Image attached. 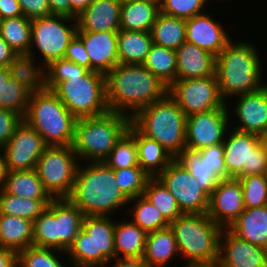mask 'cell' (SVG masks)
<instances>
[{"mask_svg": "<svg viewBox=\"0 0 267 267\" xmlns=\"http://www.w3.org/2000/svg\"><path fill=\"white\" fill-rule=\"evenodd\" d=\"M45 74L46 89L52 90L77 119L109 112L105 75L65 58L52 61Z\"/></svg>", "mask_w": 267, "mask_h": 267, "instance_id": "cell-1", "label": "cell"}, {"mask_svg": "<svg viewBox=\"0 0 267 267\" xmlns=\"http://www.w3.org/2000/svg\"><path fill=\"white\" fill-rule=\"evenodd\" d=\"M105 76L109 111L130 118L168 94V87L143 64H118Z\"/></svg>", "mask_w": 267, "mask_h": 267, "instance_id": "cell-2", "label": "cell"}, {"mask_svg": "<svg viewBox=\"0 0 267 267\" xmlns=\"http://www.w3.org/2000/svg\"><path fill=\"white\" fill-rule=\"evenodd\" d=\"M88 163L83 166L78 164L68 199L84 216H109L119 207L127 206L129 199L119 188L114 169L102 161Z\"/></svg>", "mask_w": 267, "mask_h": 267, "instance_id": "cell-3", "label": "cell"}, {"mask_svg": "<svg viewBox=\"0 0 267 267\" xmlns=\"http://www.w3.org/2000/svg\"><path fill=\"white\" fill-rule=\"evenodd\" d=\"M257 49L250 42H232L216 56L215 74L219 91L226 101L234 95L249 94L263 86L262 63Z\"/></svg>", "mask_w": 267, "mask_h": 267, "instance_id": "cell-4", "label": "cell"}, {"mask_svg": "<svg viewBox=\"0 0 267 267\" xmlns=\"http://www.w3.org/2000/svg\"><path fill=\"white\" fill-rule=\"evenodd\" d=\"M131 124L147 138L156 140L174 158L186 150V116L168 94L139 110L131 118Z\"/></svg>", "mask_w": 267, "mask_h": 267, "instance_id": "cell-5", "label": "cell"}, {"mask_svg": "<svg viewBox=\"0 0 267 267\" xmlns=\"http://www.w3.org/2000/svg\"><path fill=\"white\" fill-rule=\"evenodd\" d=\"M130 124L129 116L111 111L77 119L72 147L79 162H103Z\"/></svg>", "mask_w": 267, "mask_h": 267, "instance_id": "cell-6", "label": "cell"}, {"mask_svg": "<svg viewBox=\"0 0 267 267\" xmlns=\"http://www.w3.org/2000/svg\"><path fill=\"white\" fill-rule=\"evenodd\" d=\"M23 120L48 146H72L77 118L52 90L30 94Z\"/></svg>", "mask_w": 267, "mask_h": 267, "instance_id": "cell-7", "label": "cell"}, {"mask_svg": "<svg viewBox=\"0 0 267 267\" xmlns=\"http://www.w3.org/2000/svg\"><path fill=\"white\" fill-rule=\"evenodd\" d=\"M83 217L68 198L53 199L33 221V246L67 252L82 228Z\"/></svg>", "mask_w": 267, "mask_h": 267, "instance_id": "cell-8", "label": "cell"}, {"mask_svg": "<svg viewBox=\"0 0 267 267\" xmlns=\"http://www.w3.org/2000/svg\"><path fill=\"white\" fill-rule=\"evenodd\" d=\"M169 227L173 231L180 257L187 265L218 260L219 242L223 227L215 223L208 214L183 213Z\"/></svg>", "mask_w": 267, "mask_h": 267, "instance_id": "cell-9", "label": "cell"}, {"mask_svg": "<svg viewBox=\"0 0 267 267\" xmlns=\"http://www.w3.org/2000/svg\"><path fill=\"white\" fill-rule=\"evenodd\" d=\"M109 216H84L73 245L65 254L75 267H107L116 259L115 221Z\"/></svg>", "mask_w": 267, "mask_h": 267, "instance_id": "cell-10", "label": "cell"}, {"mask_svg": "<svg viewBox=\"0 0 267 267\" xmlns=\"http://www.w3.org/2000/svg\"><path fill=\"white\" fill-rule=\"evenodd\" d=\"M79 163L72 146H48L38 159L35 170L53 199L68 198Z\"/></svg>", "mask_w": 267, "mask_h": 267, "instance_id": "cell-11", "label": "cell"}, {"mask_svg": "<svg viewBox=\"0 0 267 267\" xmlns=\"http://www.w3.org/2000/svg\"><path fill=\"white\" fill-rule=\"evenodd\" d=\"M73 21V25L71 24ZM70 23L71 25H68ZM67 24V25H66ZM77 33L76 18L52 14L32 20L31 46L28 54L34 57L33 47L40 53L46 67L52 61L64 58L66 48Z\"/></svg>", "mask_w": 267, "mask_h": 267, "instance_id": "cell-12", "label": "cell"}, {"mask_svg": "<svg viewBox=\"0 0 267 267\" xmlns=\"http://www.w3.org/2000/svg\"><path fill=\"white\" fill-rule=\"evenodd\" d=\"M231 130L223 141L227 174L237 179L247 175L267 174V155L259 135L233 128Z\"/></svg>", "mask_w": 267, "mask_h": 267, "instance_id": "cell-13", "label": "cell"}, {"mask_svg": "<svg viewBox=\"0 0 267 267\" xmlns=\"http://www.w3.org/2000/svg\"><path fill=\"white\" fill-rule=\"evenodd\" d=\"M168 95L180 106L186 117L229 107L220 94L216 74L211 77L176 80L168 88Z\"/></svg>", "mask_w": 267, "mask_h": 267, "instance_id": "cell-14", "label": "cell"}, {"mask_svg": "<svg viewBox=\"0 0 267 267\" xmlns=\"http://www.w3.org/2000/svg\"><path fill=\"white\" fill-rule=\"evenodd\" d=\"M157 178L175 197L182 213H207L209 195L197 184L196 179L176 158Z\"/></svg>", "mask_w": 267, "mask_h": 267, "instance_id": "cell-15", "label": "cell"}, {"mask_svg": "<svg viewBox=\"0 0 267 267\" xmlns=\"http://www.w3.org/2000/svg\"><path fill=\"white\" fill-rule=\"evenodd\" d=\"M229 113L228 108H218L186 117V149L198 152L223 143L231 127Z\"/></svg>", "mask_w": 267, "mask_h": 267, "instance_id": "cell-16", "label": "cell"}, {"mask_svg": "<svg viewBox=\"0 0 267 267\" xmlns=\"http://www.w3.org/2000/svg\"><path fill=\"white\" fill-rule=\"evenodd\" d=\"M47 147L42 136L22 120L2 148L8 171L35 169L38 159Z\"/></svg>", "mask_w": 267, "mask_h": 267, "instance_id": "cell-17", "label": "cell"}, {"mask_svg": "<svg viewBox=\"0 0 267 267\" xmlns=\"http://www.w3.org/2000/svg\"><path fill=\"white\" fill-rule=\"evenodd\" d=\"M244 210L240 180L221 179L209 195L208 216L221 227L228 228Z\"/></svg>", "mask_w": 267, "mask_h": 267, "instance_id": "cell-18", "label": "cell"}, {"mask_svg": "<svg viewBox=\"0 0 267 267\" xmlns=\"http://www.w3.org/2000/svg\"><path fill=\"white\" fill-rule=\"evenodd\" d=\"M218 260L224 267H267V249L241 240L224 228L220 235Z\"/></svg>", "mask_w": 267, "mask_h": 267, "instance_id": "cell-19", "label": "cell"}, {"mask_svg": "<svg viewBox=\"0 0 267 267\" xmlns=\"http://www.w3.org/2000/svg\"><path fill=\"white\" fill-rule=\"evenodd\" d=\"M90 59V70L106 75L119 64L118 31L77 32Z\"/></svg>", "mask_w": 267, "mask_h": 267, "instance_id": "cell-20", "label": "cell"}, {"mask_svg": "<svg viewBox=\"0 0 267 267\" xmlns=\"http://www.w3.org/2000/svg\"><path fill=\"white\" fill-rule=\"evenodd\" d=\"M209 13H201L186 20V42L217 56L231 41L228 32Z\"/></svg>", "mask_w": 267, "mask_h": 267, "instance_id": "cell-21", "label": "cell"}, {"mask_svg": "<svg viewBox=\"0 0 267 267\" xmlns=\"http://www.w3.org/2000/svg\"><path fill=\"white\" fill-rule=\"evenodd\" d=\"M233 112L239 119L234 129L260 135L267 130V83L260 90L239 95Z\"/></svg>", "mask_w": 267, "mask_h": 267, "instance_id": "cell-22", "label": "cell"}, {"mask_svg": "<svg viewBox=\"0 0 267 267\" xmlns=\"http://www.w3.org/2000/svg\"><path fill=\"white\" fill-rule=\"evenodd\" d=\"M122 0H93L77 17V32L119 31Z\"/></svg>", "mask_w": 267, "mask_h": 267, "instance_id": "cell-23", "label": "cell"}, {"mask_svg": "<svg viewBox=\"0 0 267 267\" xmlns=\"http://www.w3.org/2000/svg\"><path fill=\"white\" fill-rule=\"evenodd\" d=\"M176 80L211 77L215 75L216 56L195 44L184 42L176 49Z\"/></svg>", "mask_w": 267, "mask_h": 267, "instance_id": "cell-24", "label": "cell"}, {"mask_svg": "<svg viewBox=\"0 0 267 267\" xmlns=\"http://www.w3.org/2000/svg\"><path fill=\"white\" fill-rule=\"evenodd\" d=\"M227 229L241 240L267 249V205L245 208Z\"/></svg>", "mask_w": 267, "mask_h": 267, "instance_id": "cell-25", "label": "cell"}, {"mask_svg": "<svg viewBox=\"0 0 267 267\" xmlns=\"http://www.w3.org/2000/svg\"><path fill=\"white\" fill-rule=\"evenodd\" d=\"M160 6L150 0H124L121 3L120 29L151 32Z\"/></svg>", "mask_w": 267, "mask_h": 267, "instance_id": "cell-26", "label": "cell"}, {"mask_svg": "<svg viewBox=\"0 0 267 267\" xmlns=\"http://www.w3.org/2000/svg\"><path fill=\"white\" fill-rule=\"evenodd\" d=\"M33 245V221L0 214V246L17 253Z\"/></svg>", "mask_w": 267, "mask_h": 267, "instance_id": "cell-27", "label": "cell"}, {"mask_svg": "<svg viewBox=\"0 0 267 267\" xmlns=\"http://www.w3.org/2000/svg\"><path fill=\"white\" fill-rule=\"evenodd\" d=\"M139 167L150 177H157L175 159L156 140L149 139L135 128Z\"/></svg>", "mask_w": 267, "mask_h": 267, "instance_id": "cell-28", "label": "cell"}, {"mask_svg": "<svg viewBox=\"0 0 267 267\" xmlns=\"http://www.w3.org/2000/svg\"><path fill=\"white\" fill-rule=\"evenodd\" d=\"M174 255L180 254L173 231L169 226L147 233L143 259L152 267H166Z\"/></svg>", "mask_w": 267, "mask_h": 267, "instance_id": "cell-29", "label": "cell"}, {"mask_svg": "<svg viewBox=\"0 0 267 267\" xmlns=\"http://www.w3.org/2000/svg\"><path fill=\"white\" fill-rule=\"evenodd\" d=\"M152 44L151 32L120 29L117 35L119 64H143Z\"/></svg>", "mask_w": 267, "mask_h": 267, "instance_id": "cell-30", "label": "cell"}, {"mask_svg": "<svg viewBox=\"0 0 267 267\" xmlns=\"http://www.w3.org/2000/svg\"><path fill=\"white\" fill-rule=\"evenodd\" d=\"M147 233L132 221H115L114 248L117 258H139L145 252ZM121 254V255H120Z\"/></svg>", "mask_w": 267, "mask_h": 267, "instance_id": "cell-31", "label": "cell"}, {"mask_svg": "<svg viewBox=\"0 0 267 267\" xmlns=\"http://www.w3.org/2000/svg\"><path fill=\"white\" fill-rule=\"evenodd\" d=\"M35 58L30 54H17L8 66L11 78L22 84L30 93L46 89L44 65H35Z\"/></svg>", "mask_w": 267, "mask_h": 267, "instance_id": "cell-32", "label": "cell"}, {"mask_svg": "<svg viewBox=\"0 0 267 267\" xmlns=\"http://www.w3.org/2000/svg\"><path fill=\"white\" fill-rule=\"evenodd\" d=\"M1 188L10 195L26 199H53L45 190L35 169L8 171Z\"/></svg>", "mask_w": 267, "mask_h": 267, "instance_id": "cell-33", "label": "cell"}, {"mask_svg": "<svg viewBox=\"0 0 267 267\" xmlns=\"http://www.w3.org/2000/svg\"><path fill=\"white\" fill-rule=\"evenodd\" d=\"M151 35L154 44L176 50L186 41V20L160 12Z\"/></svg>", "mask_w": 267, "mask_h": 267, "instance_id": "cell-34", "label": "cell"}, {"mask_svg": "<svg viewBox=\"0 0 267 267\" xmlns=\"http://www.w3.org/2000/svg\"><path fill=\"white\" fill-rule=\"evenodd\" d=\"M176 50L152 44L143 63L168 88L176 81Z\"/></svg>", "mask_w": 267, "mask_h": 267, "instance_id": "cell-35", "label": "cell"}, {"mask_svg": "<svg viewBox=\"0 0 267 267\" xmlns=\"http://www.w3.org/2000/svg\"><path fill=\"white\" fill-rule=\"evenodd\" d=\"M32 20L24 15L1 20L0 35L17 54H28Z\"/></svg>", "mask_w": 267, "mask_h": 267, "instance_id": "cell-36", "label": "cell"}, {"mask_svg": "<svg viewBox=\"0 0 267 267\" xmlns=\"http://www.w3.org/2000/svg\"><path fill=\"white\" fill-rule=\"evenodd\" d=\"M53 199H26L6 193L0 188V214L34 221Z\"/></svg>", "mask_w": 267, "mask_h": 267, "instance_id": "cell-37", "label": "cell"}, {"mask_svg": "<svg viewBox=\"0 0 267 267\" xmlns=\"http://www.w3.org/2000/svg\"><path fill=\"white\" fill-rule=\"evenodd\" d=\"M196 179L197 184L210 195L221 180L198 152L185 150L176 158Z\"/></svg>", "mask_w": 267, "mask_h": 267, "instance_id": "cell-38", "label": "cell"}, {"mask_svg": "<svg viewBox=\"0 0 267 267\" xmlns=\"http://www.w3.org/2000/svg\"><path fill=\"white\" fill-rule=\"evenodd\" d=\"M103 162L114 170L139 166L135 127L132 124L129 125L128 130L117 141L115 147Z\"/></svg>", "mask_w": 267, "mask_h": 267, "instance_id": "cell-39", "label": "cell"}, {"mask_svg": "<svg viewBox=\"0 0 267 267\" xmlns=\"http://www.w3.org/2000/svg\"><path fill=\"white\" fill-rule=\"evenodd\" d=\"M143 195L160 210L169 223L183 214L175 197L157 177L148 180Z\"/></svg>", "mask_w": 267, "mask_h": 267, "instance_id": "cell-40", "label": "cell"}, {"mask_svg": "<svg viewBox=\"0 0 267 267\" xmlns=\"http://www.w3.org/2000/svg\"><path fill=\"white\" fill-rule=\"evenodd\" d=\"M133 202V203H131ZM135 202V203H134ZM133 204L132 222L138 225L146 233L154 232L169 226V222L144 195L137 196L129 200L128 204Z\"/></svg>", "mask_w": 267, "mask_h": 267, "instance_id": "cell-41", "label": "cell"}, {"mask_svg": "<svg viewBox=\"0 0 267 267\" xmlns=\"http://www.w3.org/2000/svg\"><path fill=\"white\" fill-rule=\"evenodd\" d=\"M30 94L22 84L9 77L0 91V108L16 112L24 117Z\"/></svg>", "mask_w": 267, "mask_h": 267, "instance_id": "cell-42", "label": "cell"}, {"mask_svg": "<svg viewBox=\"0 0 267 267\" xmlns=\"http://www.w3.org/2000/svg\"><path fill=\"white\" fill-rule=\"evenodd\" d=\"M116 182L124 195L130 200L144 193L151 178L139 166L114 170Z\"/></svg>", "mask_w": 267, "mask_h": 267, "instance_id": "cell-43", "label": "cell"}, {"mask_svg": "<svg viewBox=\"0 0 267 267\" xmlns=\"http://www.w3.org/2000/svg\"><path fill=\"white\" fill-rule=\"evenodd\" d=\"M245 208L267 205V174L247 175L239 178Z\"/></svg>", "mask_w": 267, "mask_h": 267, "instance_id": "cell-44", "label": "cell"}, {"mask_svg": "<svg viewBox=\"0 0 267 267\" xmlns=\"http://www.w3.org/2000/svg\"><path fill=\"white\" fill-rule=\"evenodd\" d=\"M54 249L31 246L18 252L17 267H65Z\"/></svg>", "mask_w": 267, "mask_h": 267, "instance_id": "cell-45", "label": "cell"}, {"mask_svg": "<svg viewBox=\"0 0 267 267\" xmlns=\"http://www.w3.org/2000/svg\"><path fill=\"white\" fill-rule=\"evenodd\" d=\"M207 0H164L160 12L179 19L188 20L206 10Z\"/></svg>", "mask_w": 267, "mask_h": 267, "instance_id": "cell-46", "label": "cell"}, {"mask_svg": "<svg viewBox=\"0 0 267 267\" xmlns=\"http://www.w3.org/2000/svg\"><path fill=\"white\" fill-rule=\"evenodd\" d=\"M198 153L204 161L215 168V173L220 179L231 178L226 172L223 143L207 147Z\"/></svg>", "mask_w": 267, "mask_h": 267, "instance_id": "cell-47", "label": "cell"}, {"mask_svg": "<svg viewBox=\"0 0 267 267\" xmlns=\"http://www.w3.org/2000/svg\"><path fill=\"white\" fill-rule=\"evenodd\" d=\"M23 117L13 111L0 108V148H3L14 134Z\"/></svg>", "mask_w": 267, "mask_h": 267, "instance_id": "cell-48", "label": "cell"}, {"mask_svg": "<svg viewBox=\"0 0 267 267\" xmlns=\"http://www.w3.org/2000/svg\"><path fill=\"white\" fill-rule=\"evenodd\" d=\"M64 58L90 70V59L82 40L75 35L66 48Z\"/></svg>", "mask_w": 267, "mask_h": 267, "instance_id": "cell-49", "label": "cell"}, {"mask_svg": "<svg viewBox=\"0 0 267 267\" xmlns=\"http://www.w3.org/2000/svg\"><path fill=\"white\" fill-rule=\"evenodd\" d=\"M22 14L28 19H37L52 15L47 0H18Z\"/></svg>", "mask_w": 267, "mask_h": 267, "instance_id": "cell-50", "label": "cell"}, {"mask_svg": "<svg viewBox=\"0 0 267 267\" xmlns=\"http://www.w3.org/2000/svg\"><path fill=\"white\" fill-rule=\"evenodd\" d=\"M18 0H0L1 19L22 16Z\"/></svg>", "mask_w": 267, "mask_h": 267, "instance_id": "cell-51", "label": "cell"}, {"mask_svg": "<svg viewBox=\"0 0 267 267\" xmlns=\"http://www.w3.org/2000/svg\"><path fill=\"white\" fill-rule=\"evenodd\" d=\"M17 53L0 35V66L8 67Z\"/></svg>", "mask_w": 267, "mask_h": 267, "instance_id": "cell-52", "label": "cell"}, {"mask_svg": "<svg viewBox=\"0 0 267 267\" xmlns=\"http://www.w3.org/2000/svg\"><path fill=\"white\" fill-rule=\"evenodd\" d=\"M18 253L0 246V267H17Z\"/></svg>", "mask_w": 267, "mask_h": 267, "instance_id": "cell-53", "label": "cell"}, {"mask_svg": "<svg viewBox=\"0 0 267 267\" xmlns=\"http://www.w3.org/2000/svg\"><path fill=\"white\" fill-rule=\"evenodd\" d=\"M47 1L52 14L70 16L69 0H47Z\"/></svg>", "mask_w": 267, "mask_h": 267, "instance_id": "cell-54", "label": "cell"}, {"mask_svg": "<svg viewBox=\"0 0 267 267\" xmlns=\"http://www.w3.org/2000/svg\"><path fill=\"white\" fill-rule=\"evenodd\" d=\"M117 261L111 267H152L143 257L139 258H116ZM109 267V265H108Z\"/></svg>", "mask_w": 267, "mask_h": 267, "instance_id": "cell-55", "label": "cell"}, {"mask_svg": "<svg viewBox=\"0 0 267 267\" xmlns=\"http://www.w3.org/2000/svg\"><path fill=\"white\" fill-rule=\"evenodd\" d=\"M93 0H69L70 17L76 18Z\"/></svg>", "mask_w": 267, "mask_h": 267, "instance_id": "cell-56", "label": "cell"}, {"mask_svg": "<svg viewBox=\"0 0 267 267\" xmlns=\"http://www.w3.org/2000/svg\"><path fill=\"white\" fill-rule=\"evenodd\" d=\"M0 188L4 185L6 176L8 174V168L5 161V156L2 148H0Z\"/></svg>", "mask_w": 267, "mask_h": 267, "instance_id": "cell-57", "label": "cell"}, {"mask_svg": "<svg viewBox=\"0 0 267 267\" xmlns=\"http://www.w3.org/2000/svg\"><path fill=\"white\" fill-rule=\"evenodd\" d=\"M185 267H224L223 264L219 261H211V262H197L189 265H185Z\"/></svg>", "mask_w": 267, "mask_h": 267, "instance_id": "cell-58", "label": "cell"}, {"mask_svg": "<svg viewBox=\"0 0 267 267\" xmlns=\"http://www.w3.org/2000/svg\"><path fill=\"white\" fill-rule=\"evenodd\" d=\"M10 77L8 67L0 66V91L3 87L4 82Z\"/></svg>", "mask_w": 267, "mask_h": 267, "instance_id": "cell-59", "label": "cell"}, {"mask_svg": "<svg viewBox=\"0 0 267 267\" xmlns=\"http://www.w3.org/2000/svg\"><path fill=\"white\" fill-rule=\"evenodd\" d=\"M259 139H260L262 148L265 154L267 155V130L259 135Z\"/></svg>", "mask_w": 267, "mask_h": 267, "instance_id": "cell-60", "label": "cell"}, {"mask_svg": "<svg viewBox=\"0 0 267 267\" xmlns=\"http://www.w3.org/2000/svg\"><path fill=\"white\" fill-rule=\"evenodd\" d=\"M150 1H153L160 6L164 0H150Z\"/></svg>", "mask_w": 267, "mask_h": 267, "instance_id": "cell-61", "label": "cell"}]
</instances>
